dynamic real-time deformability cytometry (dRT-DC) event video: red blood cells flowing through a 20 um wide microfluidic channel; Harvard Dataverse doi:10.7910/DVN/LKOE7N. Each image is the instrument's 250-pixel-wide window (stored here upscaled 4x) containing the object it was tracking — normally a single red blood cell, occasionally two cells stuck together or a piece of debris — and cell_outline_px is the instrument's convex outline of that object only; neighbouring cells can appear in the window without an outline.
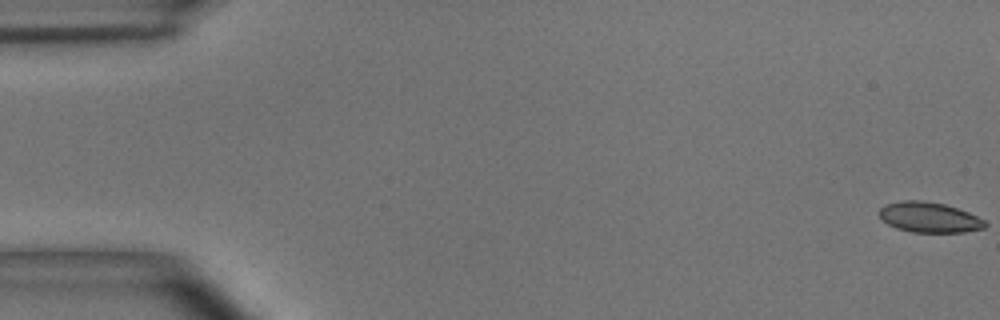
{"species": "common noctule bat (a hibernating species)", "species_latin": "Nyctalus noctula", "temperature_condition": "room temperature", "stored_images_in_passage": 55, "camera_frame_rate_fps": 3000, "um_per_image_px": 0.085, "animal": {"sex": "male", "body_mass_g": 15.6}, "frame": {"image": 1, "passage_image": 1, "time_ms": 0.0, "image_size_px": [1000, 320], "cell_outline_px": [[984, 224], [980, 228], [956, 232], [920, 232], [904, 228], [892, 224], [884, 220], [880, 216], [880, 212], [884, 208], [892, 204], [940, 204], [964, 212], [980, 220]], "centroid_in_image_um": [79.01, 18.54], "position_along_channel_um": 6.0, "area_um2": 15.9}}
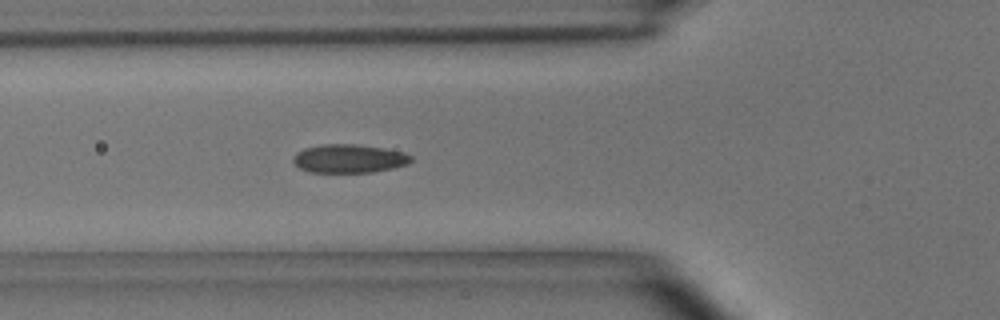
{"frame": {"image": 2, "passage_image": 20, "time_ms": 6.333, "image_size_px": [1000, 320], "cell_outline_px": [[408, 160], [400, 164], [384, 168], [360, 172], [320, 172], [304, 168], [296, 160], [296, 156], [300, 152], [312, 148], [372, 148], [396, 152], [408, 156]], "centroid_in_image_um": [29.63, 13.56], "position_along_channel_um": 96.2, "area_um2": 15.9}}
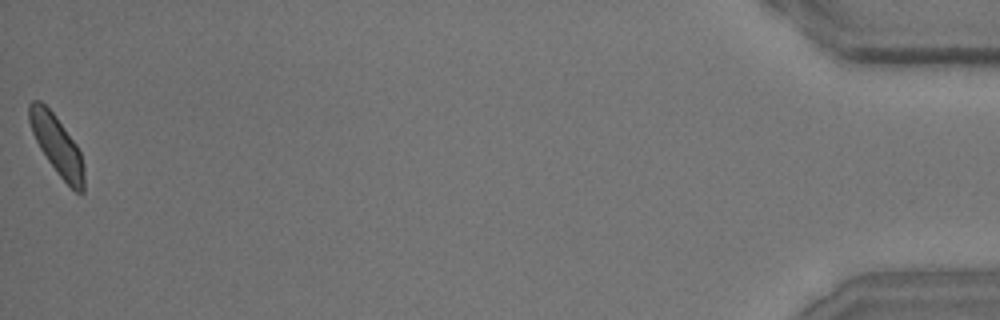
{"frame": {"image": 3, "passage_image": 55, "time_ms": 18.0, "image_size_px": [1000, 320], "cell_outline_px": [[80, 192], [72, 188], [64, 180], [52, 164], [44, 152], [32, 128], [28, 112], [32, 104], [36, 100], [44, 104], [52, 112], [80, 152]], "centroid_in_image_um": [4.78, 12.23], "position_along_channel_um": 430.4, "area_um2": 16.36}, "authors_computed_cell_mechanics": {"area_um2": 16.0106, "velocity_mm_per_s": 3.6796, "shape_relaxation_time_tau1_ms": null, "shape_relaxation_time_tau2_ms": 1.9682, "deformation_change_tau1": null, "deformation_change_tau2": 0.0671}}